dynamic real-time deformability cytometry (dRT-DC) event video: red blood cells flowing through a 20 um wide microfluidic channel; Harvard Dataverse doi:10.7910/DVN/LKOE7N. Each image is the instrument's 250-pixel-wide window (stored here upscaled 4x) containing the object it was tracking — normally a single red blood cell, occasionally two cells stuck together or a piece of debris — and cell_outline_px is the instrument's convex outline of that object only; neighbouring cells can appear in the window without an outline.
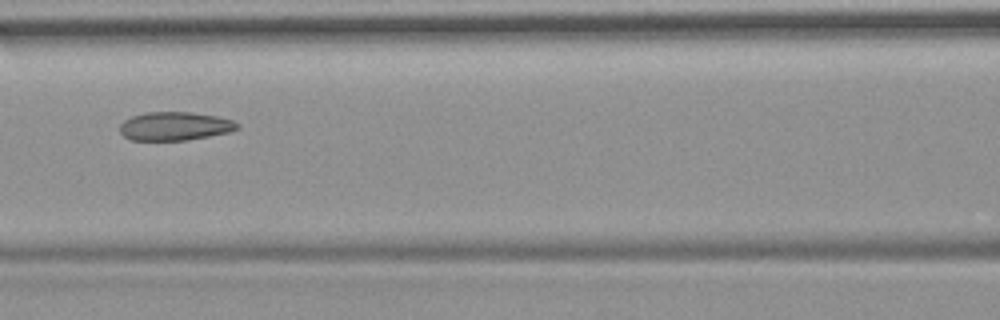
{"species": "common noctule bat (a hibernating species)", "species_latin": "Nyctalus noctula", "temperature_condition": "room temperature", "stored_images_in_passage": 10, "camera_frame_rate_fps": 3000, "um_per_image_px": 0.085, "animal": {"sex": "female", "body_mass_g": 19.9}, "frame": {"image": 1, "passage_image": 6, "time_ms": 6.0, "image_size_px": [1000, 320], "cell_outline_px": [[240, 128], [228, 132], [188, 140], [132, 140], [124, 136], [120, 132], [120, 124], [124, 120], [132, 116], [148, 112], [192, 112], [216, 116], [232, 120], [240, 124]], "centroid_in_image_um": [14.87, 10.72], "position_along_channel_um": 151.7, "area_um2": 19.48}}
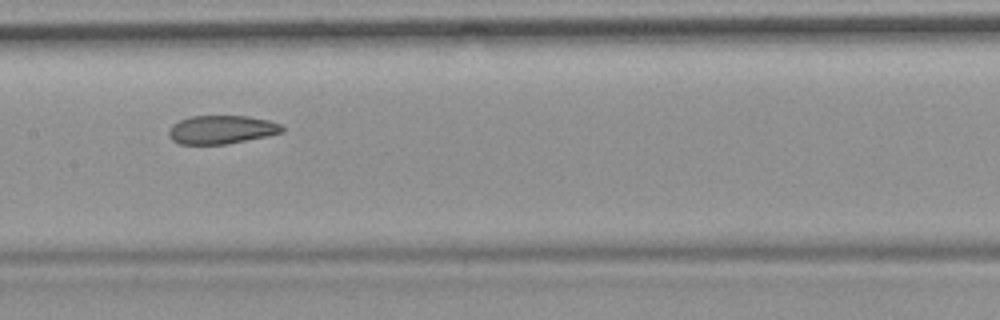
{"frame": {"image": 2, "passage_image": 7, "time_ms": 7.0, "image_size_px": [1000, 320], "cell_outline_px": [[284, 132], [228, 144], [180, 144], [172, 140], [168, 136], [168, 128], [172, 124], [180, 120], [192, 116], [248, 116], [268, 120], [280, 124], [284, 128]], "centroid_in_image_um": [18.8, 11.02], "position_along_channel_um": 188.6, "area_um2": 18.84}}